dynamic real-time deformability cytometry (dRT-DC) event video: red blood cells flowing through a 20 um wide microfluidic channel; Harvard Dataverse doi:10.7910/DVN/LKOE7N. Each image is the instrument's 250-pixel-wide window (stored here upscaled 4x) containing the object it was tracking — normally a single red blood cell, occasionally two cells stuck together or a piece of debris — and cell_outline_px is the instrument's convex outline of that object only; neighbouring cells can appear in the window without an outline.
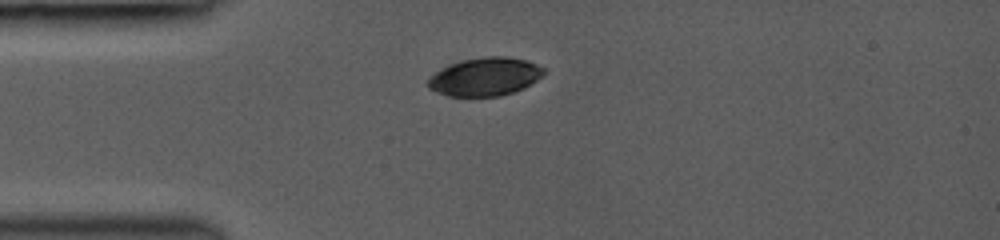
{"species": "common noctule bat (a hibernating species)", "species_latin": "Nyctalus noctula", "temperature_condition": "room temperature", "stored_images_in_passage": 10, "camera_frame_rate_fps": 3000, "um_per_image_px": 0.085, "animal": {"sex": "female", "body_mass_g": 19.0, "forearm_length_mm": 53.3}, "frame": {"image": 1, "passage_image": 6, "time_ms": 5.0, "image_size_px": [1000, 240], "cell_outline_px": [[544, 72], [536, 80], [524, 88], [500, 96], [448, 96], [436, 92], [428, 88], [428, 80], [436, 72], [448, 64], [460, 60], [488, 56], [508, 56], [524, 60], [536, 64], [544, 68]], "centroid_in_image_um": [41.2, 6.52], "position_along_channel_um": 43.8, "area_um2": 25.66}}
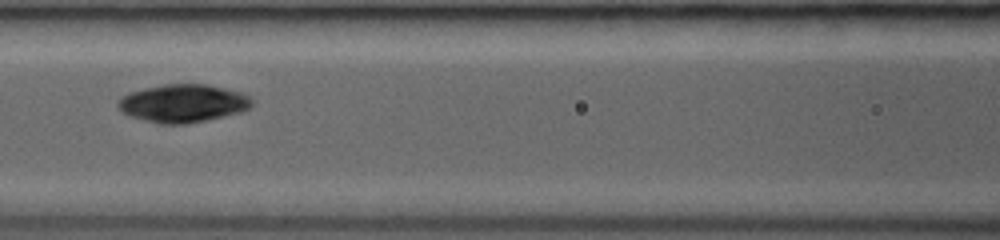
{"frame": {"image": 2, "passage_image": 9, "time_ms": 8.0, "image_size_px": [1000, 240], "cell_outline_px": [[252, 104], [248, 108], [240, 112], [208, 120], [184, 124], [160, 124], [128, 116], [120, 112], [116, 104], [128, 92], [144, 88], [164, 84], [208, 84], [240, 92], [248, 96], [252, 100]], "centroid_in_image_um": [15.51, 8.78], "position_along_channel_um": 151.1, "area_um2": 29.71}}